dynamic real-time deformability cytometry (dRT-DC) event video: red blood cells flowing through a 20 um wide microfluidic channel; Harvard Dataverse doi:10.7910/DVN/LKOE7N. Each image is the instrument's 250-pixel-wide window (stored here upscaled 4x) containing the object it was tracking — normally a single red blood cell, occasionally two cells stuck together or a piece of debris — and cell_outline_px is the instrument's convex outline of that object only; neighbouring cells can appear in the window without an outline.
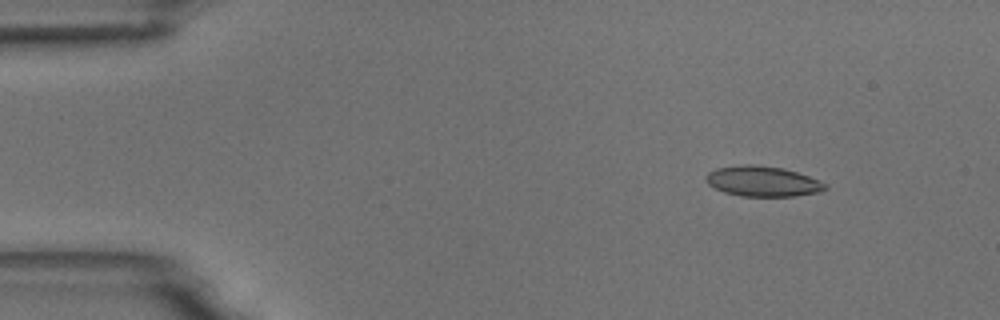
{"species": "common noctule bat (a hibernating species)", "species_latin": "Nyctalus noctula", "temperature_condition": "room temperature", "stored_images_in_passage": 5, "camera_frame_rate_fps": 3000, "um_per_image_px": 0.085, "animal": {"sex": "male", "body_mass_g": 18.8}, "frame": {"image": 1, "passage_image": 2, "time_ms": 1.0, "image_size_px": [1000, 320], "cell_outline_px": [[828, 188], [820, 192], [796, 196], [740, 196], [724, 192], [708, 184], [704, 176], [708, 172], [716, 168], [744, 164], [752, 164], [780, 168], [796, 172], [808, 176], [828, 184]], "centroid_in_image_um": [64.82, 15.42], "position_along_channel_um": 20.2, "area_um2": 21.04}}
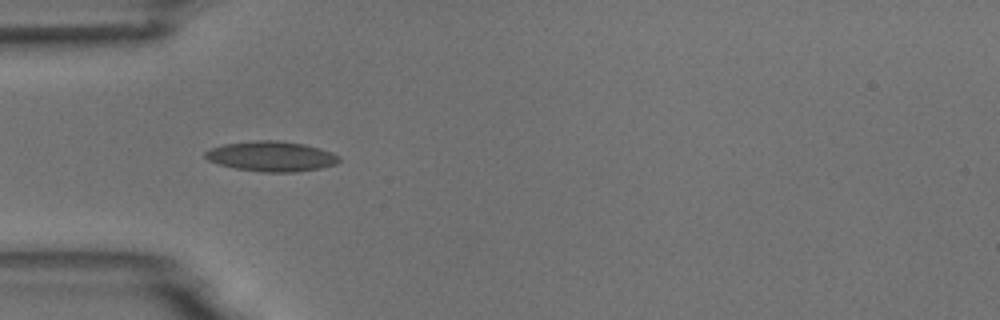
{"frame": {"image": 2, "passage_image": 5, "time_ms": 4.333, "image_size_px": [1000, 320], "cell_outline_px": [[340, 160], [336, 164], [320, 168], [296, 172], [260, 172], [236, 168], [220, 164], [208, 160], [204, 156], [204, 152], [212, 148], [224, 144], [256, 140], [276, 140], [304, 144], [320, 148], [332, 152], [340, 156]], "centroid_in_image_um": [23.09, 13.29], "position_along_channel_um": 61.9, "area_um2": 23.47}}